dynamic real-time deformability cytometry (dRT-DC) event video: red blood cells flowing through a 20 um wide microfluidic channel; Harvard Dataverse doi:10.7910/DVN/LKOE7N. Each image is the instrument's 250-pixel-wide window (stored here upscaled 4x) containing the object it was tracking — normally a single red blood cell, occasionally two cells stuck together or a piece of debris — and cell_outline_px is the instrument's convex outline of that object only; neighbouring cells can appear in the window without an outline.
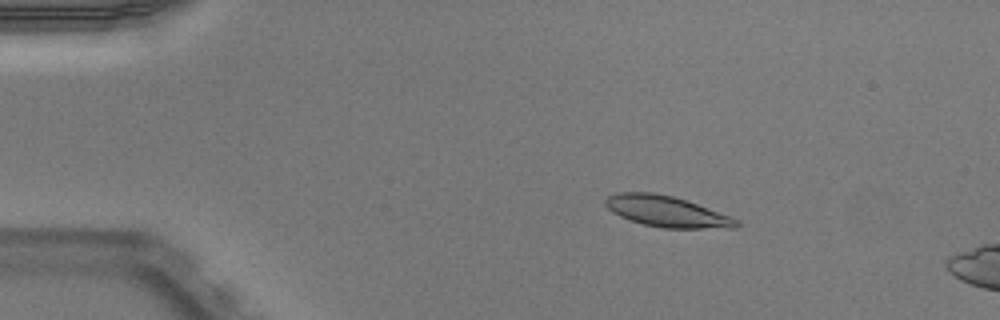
{"species": "Egyptian fruit bat (a non-hibernating species)", "species_latin": "Rousettus aegyptiacus", "temperature_condition": "warm", "stored_images_in_passage": 12, "camera_frame_rate_fps": 3000, "um_per_image_px": 0.085, "animal": {"sex": "male"}, "frame": {"image": 1, "passage_image": 7, "time_ms": 2.0, "image_size_px": [1000, 320], "cell_outline_px": [[740, 224], [736, 228], [664, 228], [644, 224], [620, 216], [612, 212], [604, 204], [604, 200], [608, 196], [616, 192], [652, 192], [672, 196], [696, 204], [740, 220]], "centroid_in_image_um": [56.65, 17.97], "position_along_channel_um": 28.4, "area_um2": 23.35}}